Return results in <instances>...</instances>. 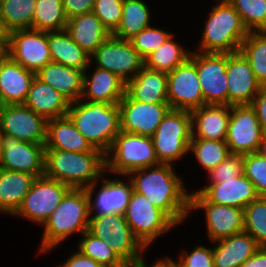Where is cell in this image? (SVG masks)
<instances>
[{
  "label": "cell",
  "instance_id": "16",
  "mask_svg": "<svg viewBox=\"0 0 266 267\" xmlns=\"http://www.w3.org/2000/svg\"><path fill=\"white\" fill-rule=\"evenodd\" d=\"M45 143L21 141L7 134H0V168L44 176Z\"/></svg>",
  "mask_w": 266,
  "mask_h": 267
},
{
  "label": "cell",
  "instance_id": "4",
  "mask_svg": "<svg viewBox=\"0 0 266 267\" xmlns=\"http://www.w3.org/2000/svg\"><path fill=\"white\" fill-rule=\"evenodd\" d=\"M105 173L102 152H70L45 149V173L48 178L74 189H86L100 181Z\"/></svg>",
  "mask_w": 266,
  "mask_h": 267
},
{
  "label": "cell",
  "instance_id": "15",
  "mask_svg": "<svg viewBox=\"0 0 266 267\" xmlns=\"http://www.w3.org/2000/svg\"><path fill=\"white\" fill-rule=\"evenodd\" d=\"M205 104L228 105L227 54L192 50Z\"/></svg>",
  "mask_w": 266,
  "mask_h": 267
},
{
  "label": "cell",
  "instance_id": "11",
  "mask_svg": "<svg viewBox=\"0 0 266 267\" xmlns=\"http://www.w3.org/2000/svg\"><path fill=\"white\" fill-rule=\"evenodd\" d=\"M90 61L93 66L117 75L126 84L144 67V59L130 40H121L112 35L90 55Z\"/></svg>",
  "mask_w": 266,
  "mask_h": 267
},
{
  "label": "cell",
  "instance_id": "56",
  "mask_svg": "<svg viewBox=\"0 0 266 267\" xmlns=\"http://www.w3.org/2000/svg\"><path fill=\"white\" fill-rule=\"evenodd\" d=\"M125 267H136L135 265H126Z\"/></svg>",
  "mask_w": 266,
  "mask_h": 267
},
{
  "label": "cell",
  "instance_id": "28",
  "mask_svg": "<svg viewBox=\"0 0 266 267\" xmlns=\"http://www.w3.org/2000/svg\"><path fill=\"white\" fill-rule=\"evenodd\" d=\"M45 149L70 152H101L94 149L68 116L47 121Z\"/></svg>",
  "mask_w": 266,
  "mask_h": 267
},
{
  "label": "cell",
  "instance_id": "53",
  "mask_svg": "<svg viewBox=\"0 0 266 267\" xmlns=\"http://www.w3.org/2000/svg\"><path fill=\"white\" fill-rule=\"evenodd\" d=\"M9 33L4 28L2 19L0 18V42L7 48Z\"/></svg>",
  "mask_w": 266,
  "mask_h": 267
},
{
  "label": "cell",
  "instance_id": "8",
  "mask_svg": "<svg viewBox=\"0 0 266 267\" xmlns=\"http://www.w3.org/2000/svg\"><path fill=\"white\" fill-rule=\"evenodd\" d=\"M87 231L96 238L105 240L126 265H134L147 251L134 235L123 214L90 215Z\"/></svg>",
  "mask_w": 266,
  "mask_h": 267
},
{
  "label": "cell",
  "instance_id": "55",
  "mask_svg": "<svg viewBox=\"0 0 266 267\" xmlns=\"http://www.w3.org/2000/svg\"><path fill=\"white\" fill-rule=\"evenodd\" d=\"M6 55V47L0 42V60Z\"/></svg>",
  "mask_w": 266,
  "mask_h": 267
},
{
  "label": "cell",
  "instance_id": "34",
  "mask_svg": "<svg viewBox=\"0 0 266 267\" xmlns=\"http://www.w3.org/2000/svg\"><path fill=\"white\" fill-rule=\"evenodd\" d=\"M151 10L144 0H124L120 24L111 35L121 40H130L152 24Z\"/></svg>",
  "mask_w": 266,
  "mask_h": 267
},
{
  "label": "cell",
  "instance_id": "30",
  "mask_svg": "<svg viewBox=\"0 0 266 267\" xmlns=\"http://www.w3.org/2000/svg\"><path fill=\"white\" fill-rule=\"evenodd\" d=\"M126 92L144 103L167 102V73L143 67L127 84Z\"/></svg>",
  "mask_w": 266,
  "mask_h": 267
},
{
  "label": "cell",
  "instance_id": "31",
  "mask_svg": "<svg viewBox=\"0 0 266 267\" xmlns=\"http://www.w3.org/2000/svg\"><path fill=\"white\" fill-rule=\"evenodd\" d=\"M36 177L0 168V213L13 216L20 208Z\"/></svg>",
  "mask_w": 266,
  "mask_h": 267
},
{
  "label": "cell",
  "instance_id": "36",
  "mask_svg": "<svg viewBox=\"0 0 266 267\" xmlns=\"http://www.w3.org/2000/svg\"><path fill=\"white\" fill-rule=\"evenodd\" d=\"M36 0H0V18L8 33L33 29Z\"/></svg>",
  "mask_w": 266,
  "mask_h": 267
},
{
  "label": "cell",
  "instance_id": "19",
  "mask_svg": "<svg viewBox=\"0 0 266 267\" xmlns=\"http://www.w3.org/2000/svg\"><path fill=\"white\" fill-rule=\"evenodd\" d=\"M121 131L152 137L171 109L168 103H144L127 92L118 103Z\"/></svg>",
  "mask_w": 266,
  "mask_h": 267
},
{
  "label": "cell",
  "instance_id": "43",
  "mask_svg": "<svg viewBox=\"0 0 266 267\" xmlns=\"http://www.w3.org/2000/svg\"><path fill=\"white\" fill-rule=\"evenodd\" d=\"M166 28H158L152 25L144 28L130 39L133 48L145 59L149 54L157 50L173 34Z\"/></svg>",
  "mask_w": 266,
  "mask_h": 267
},
{
  "label": "cell",
  "instance_id": "1",
  "mask_svg": "<svg viewBox=\"0 0 266 267\" xmlns=\"http://www.w3.org/2000/svg\"><path fill=\"white\" fill-rule=\"evenodd\" d=\"M174 166L161 163L132 171L127 178L135 192L148 198L179 226L190 215V192Z\"/></svg>",
  "mask_w": 266,
  "mask_h": 267
},
{
  "label": "cell",
  "instance_id": "46",
  "mask_svg": "<svg viewBox=\"0 0 266 267\" xmlns=\"http://www.w3.org/2000/svg\"><path fill=\"white\" fill-rule=\"evenodd\" d=\"M241 174H243V154H229L217 167L207 173L208 183H219Z\"/></svg>",
  "mask_w": 266,
  "mask_h": 267
},
{
  "label": "cell",
  "instance_id": "7",
  "mask_svg": "<svg viewBox=\"0 0 266 267\" xmlns=\"http://www.w3.org/2000/svg\"><path fill=\"white\" fill-rule=\"evenodd\" d=\"M151 138L159 162L175 165L178 159L180 161L189 154L192 139L191 113L170 109Z\"/></svg>",
  "mask_w": 266,
  "mask_h": 267
},
{
  "label": "cell",
  "instance_id": "41",
  "mask_svg": "<svg viewBox=\"0 0 266 267\" xmlns=\"http://www.w3.org/2000/svg\"><path fill=\"white\" fill-rule=\"evenodd\" d=\"M260 247H266V196H259L244 208V230Z\"/></svg>",
  "mask_w": 266,
  "mask_h": 267
},
{
  "label": "cell",
  "instance_id": "44",
  "mask_svg": "<svg viewBox=\"0 0 266 267\" xmlns=\"http://www.w3.org/2000/svg\"><path fill=\"white\" fill-rule=\"evenodd\" d=\"M243 174L252 182L260 196H266V156L261 152L244 154Z\"/></svg>",
  "mask_w": 266,
  "mask_h": 267
},
{
  "label": "cell",
  "instance_id": "26",
  "mask_svg": "<svg viewBox=\"0 0 266 267\" xmlns=\"http://www.w3.org/2000/svg\"><path fill=\"white\" fill-rule=\"evenodd\" d=\"M214 267H241L261 247L256 240L245 231L214 242Z\"/></svg>",
  "mask_w": 266,
  "mask_h": 267
},
{
  "label": "cell",
  "instance_id": "54",
  "mask_svg": "<svg viewBox=\"0 0 266 267\" xmlns=\"http://www.w3.org/2000/svg\"><path fill=\"white\" fill-rule=\"evenodd\" d=\"M260 152L266 156V133L264 134L263 143L260 149Z\"/></svg>",
  "mask_w": 266,
  "mask_h": 267
},
{
  "label": "cell",
  "instance_id": "23",
  "mask_svg": "<svg viewBox=\"0 0 266 267\" xmlns=\"http://www.w3.org/2000/svg\"><path fill=\"white\" fill-rule=\"evenodd\" d=\"M91 66L92 64L90 63L84 72L81 100L107 104L119 103L126 93V83L108 70L95 66V69L91 71V69L89 70V68H92Z\"/></svg>",
  "mask_w": 266,
  "mask_h": 267
},
{
  "label": "cell",
  "instance_id": "13",
  "mask_svg": "<svg viewBox=\"0 0 266 267\" xmlns=\"http://www.w3.org/2000/svg\"><path fill=\"white\" fill-rule=\"evenodd\" d=\"M190 192V214L204 211L206 233L209 242H214L244 230V209L209 202L200 192Z\"/></svg>",
  "mask_w": 266,
  "mask_h": 267
},
{
  "label": "cell",
  "instance_id": "20",
  "mask_svg": "<svg viewBox=\"0 0 266 267\" xmlns=\"http://www.w3.org/2000/svg\"><path fill=\"white\" fill-rule=\"evenodd\" d=\"M107 176L108 174L106 173V176L104 174L100 178L101 185L98 184L99 182H96L86 188L90 215L124 214L127 208L131 192L133 191L131 181L127 176H122L123 180L120 177L118 178V176H113V178Z\"/></svg>",
  "mask_w": 266,
  "mask_h": 267
},
{
  "label": "cell",
  "instance_id": "25",
  "mask_svg": "<svg viewBox=\"0 0 266 267\" xmlns=\"http://www.w3.org/2000/svg\"><path fill=\"white\" fill-rule=\"evenodd\" d=\"M190 113L192 138L225 141L231 105L205 104Z\"/></svg>",
  "mask_w": 266,
  "mask_h": 267
},
{
  "label": "cell",
  "instance_id": "49",
  "mask_svg": "<svg viewBox=\"0 0 266 267\" xmlns=\"http://www.w3.org/2000/svg\"><path fill=\"white\" fill-rule=\"evenodd\" d=\"M58 267H104L102 264L94 261L88 256L83 255L80 251L73 252Z\"/></svg>",
  "mask_w": 266,
  "mask_h": 267
},
{
  "label": "cell",
  "instance_id": "9",
  "mask_svg": "<svg viewBox=\"0 0 266 267\" xmlns=\"http://www.w3.org/2000/svg\"><path fill=\"white\" fill-rule=\"evenodd\" d=\"M124 218L139 241L148 249L154 241L177 225L144 195L131 192ZM168 232V233H167Z\"/></svg>",
  "mask_w": 266,
  "mask_h": 267
},
{
  "label": "cell",
  "instance_id": "2",
  "mask_svg": "<svg viewBox=\"0 0 266 267\" xmlns=\"http://www.w3.org/2000/svg\"><path fill=\"white\" fill-rule=\"evenodd\" d=\"M89 218V199L86 189L71 188L41 226L43 233L38 253L52 252L73 234L77 236L87 231Z\"/></svg>",
  "mask_w": 266,
  "mask_h": 267
},
{
  "label": "cell",
  "instance_id": "37",
  "mask_svg": "<svg viewBox=\"0 0 266 267\" xmlns=\"http://www.w3.org/2000/svg\"><path fill=\"white\" fill-rule=\"evenodd\" d=\"M62 0H36L33 29L42 32L61 31L67 27Z\"/></svg>",
  "mask_w": 266,
  "mask_h": 267
},
{
  "label": "cell",
  "instance_id": "52",
  "mask_svg": "<svg viewBox=\"0 0 266 267\" xmlns=\"http://www.w3.org/2000/svg\"><path fill=\"white\" fill-rule=\"evenodd\" d=\"M241 267H266V247H261L252 257L247 259Z\"/></svg>",
  "mask_w": 266,
  "mask_h": 267
},
{
  "label": "cell",
  "instance_id": "48",
  "mask_svg": "<svg viewBox=\"0 0 266 267\" xmlns=\"http://www.w3.org/2000/svg\"><path fill=\"white\" fill-rule=\"evenodd\" d=\"M95 0H62L67 19L92 12Z\"/></svg>",
  "mask_w": 266,
  "mask_h": 267
},
{
  "label": "cell",
  "instance_id": "33",
  "mask_svg": "<svg viewBox=\"0 0 266 267\" xmlns=\"http://www.w3.org/2000/svg\"><path fill=\"white\" fill-rule=\"evenodd\" d=\"M47 36L52 62L82 71L88 68L90 55L78 46L66 29L47 32Z\"/></svg>",
  "mask_w": 266,
  "mask_h": 267
},
{
  "label": "cell",
  "instance_id": "3",
  "mask_svg": "<svg viewBox=\"0 0 266 267\" xmlns=\"http://www.w3.org/2000/svg\"><path fill=\"white\" fill-rule=\"evenodd\" d=\"M67 116L91 146L104 155L121 132L118 103L86 102L80 99L70 103Z\"/></svg>",
  "mask_w": 266,
  "mask_h": 267
},
{
  "label": "cell",
  "instance_id": "18",
  "mask_svg": "<svg viewBox=\"0 0 266 267\" xmlns=\"http://www.w3.org/2000/svg\"><path fill=\"white\" fill-rule=\"evenodd\" d=\"M47 120L24 104L0 105V134L32 142L45 143Z\"/></svg>",
  "mask_w": 266,
  "mask_h": 267
},
{
  "label": "cell",
  "instance_id": "29",
  "mask_svg": "<svg viewBox=\"0 0 266 267\" xmlns=\"http://www.w3.org/2000/svg\"><path fill=\"white\" fill-rule=\"evenodd\" d=\"M84 72L62 64L50 62L41 68L36 77L59 91L70 103L82 97Z\"/></svg>",
  "mask_w": 266,
  "mask_h": 267
},
{
  "label": "cell",
  "instance_id": "17",
  "mask_svg": "<svg viewBox=\"0 0 266 267\" xmlns=\"http://www.w3.org/2000/svg\"><path fill=\"white\" fill-rule=\"evenodd\" d=\"M6 54L34 73L52 62L47 32L34 29L15 30L9 33Z\"/></svg>",
  "mask_w": 266,
  "mask_h": 267
},
{
  "label": "cell",
  "instance_id": "50",
  "mask_svg": "<svg viewBox=\"0 0 266 267\" xmlns=\"http://www.w3.org/2000/svg\"><path fill=\"white\" fill-rule=\"evenodd\" d=\"M251 106L256 110L260 125L266 133V86H262Z\"/></svg>",
  "mask_w": 266,
  "mask_h": 267
},
{
  "label": "cell",
  "instance_id": "38",
  "mask_svg": "<svg viewBox=\"0 0 266 267\" xmlns=\"http://www.w3.org/2000/svg\"><path fill=\"white\" fill-rule=\"evenodd\" d=\"M189 153L193 154L206 173L217 167L230 154L225 141L202 138L191 139Z\"/></svg>",
  "mask_w": 266,
  "mask_h": 267
},
{
  "label": "cell",
  "instance_id": "22",
  "mask_svg": "<svg viewBox=\"0 0 266 267\" xmlns=\"http://www.w3.org/2000/svg\"><path fill=\"white\" fill-rule=\"evenodd\" d=\"M209 202L229 205L244 209L260 195L252 182L241 174L235 178L222 180L219 183H208L203 188L196 189Z\"/></svg>",
  "mask_w": 266,
  "mask_h": 267
},
{
  "label": "cell",
  "instance_id": "10",
  "mask_svg": "<svg viewBox=\"0 0 266 267\" xmlns=\"http://www.w3.org/2000/svg\"><path fill=\"white\" fill-rule=\"evenodd\" d=\"M71 188L44 176L36 177L20 208L12 217L24 218L41 227Z\"/></svg>",
  "mask_w": 266,
  "mask_h": 267
},
{
  "label": "cell",
  "instance_id": "32",
  "mask_svg": "<svg viewBox=\"0 0 266 267\" xmlns=\"http://www.w3.org/2000/svg\"><path fill=\"white\" fill-rule=\"evenodd\" d=\"M66 30L78 46L89 55L111 35L93 12L68 19Z\"/></svg>",
  "mask_w": 266,
  "mask_h": 267
},
{
  "label": "cell",
  "instance_id": "5",
  "mask_svg": "<svg viewBox=\"0 0 266 267\" xmlns=\"http://www.w3.org/2000/svg\"><path fill=\"white\" fill-rule=\"evenodd\" d=\"M205 17L200 41L194 51L228 54L240 51L249 31L241 16L227 0H216Z\"/></svg>",
  "mask_w": 266,
  "mask_h": 267
},
{
  "label": "cell",
  "instance_id": "14",
  "mask_svg": "<svg viewBox=\"0 0 266 267\" xmlns=\"http://www.w3.org/2000/svg\"><path fill=\"white\" fill-rule=\"evenodd\" d=\"M167 102L171 109L189 112L205 105L196 63L190 57L167 73Z\"/></svg>",
  "mask_w": 266,
  "mask_h": 267
},
{
  "label": "cell",
  "instance_id": "24",
  "mask_svg": "<svg viewBox=\"0 0 266 267\" xmlns=\"http://www.w3.org/2000/svg\"><path fill=\"white\" fill-rule=\"evenodd\" d=\"M35 76L6 54L0 60V105L23 104Z\"/></svg>",
  "mask_w": 266,
  "mask_h": 267
},
{
  "label": "cell",
  "instance_id": "12",
  "mask_svg": "<svg viewBox=\"0 0 266 267\" xmlns=\"http://www.w3.org/2000/svg\"><path fill=\"white\" fill-rule=\"evenodd\" d=\"M264 131L251 105H232L225 142L230 154L260 152Z\"/></svg>",
  "mask_w": 266,
  "mask_h": 267
},
{
  "label": "cell",
  "instance_id": "39",
  "mask_svg": "<svg viewBox=\"0 0 266 267\" xmlns=\"http://www.w3.org/2000/svg\"><path fill=\"white\" fill-rule=\"evenodd\" d=\"M240 52L249 61L257 81L266 86V31L249 32Z\"/></svg>",
  "mask_w": 266,
  "mask_h": 267
},
{
  "label": "cell",
  "instance_id": "40",
  "mask_svg": "<svg viewBox=\"0 0 266 267\" xmlns=\"http://www.w3.org/2000/svg\"><path fill=\"white\" fill-rule=\"evenodd\" d=\"M77 250L104 267H125L126 264L118 257L105 240L96 238L88 231L80 235Z\"/></svg>",
  "mask_w": 266,
  "mask_h": 267
},
{
  "label": "cell",
  "instance_id": "51",
  "mask_svg": "<svg viewBox=\"0 0 266 267\" xmlns=\"http://www.w3.org/2000/svg\"><path fill=\"white\" fill-rule=\"evenodd\" d=\"M144 253L141 255V257L134 263L136 267H177L176 260L173 258H170L169 256H165L163 259H157L154 260V263L152 262V265H149L147 263V259L144 257Z\"/></svg>",
  "mask_w": 266,
  "mask_h": 267
},
{
  "label": "cell",
  "instance_id": "6",
  "mask_svg": "<svg viewBox=\"0 0 266 267\" xmlns=\"http://www.w3.org/2000/svg\"><path fill=\"white\" fill-rule=\"evenodd\" d=\"M159 164L151 137L124 131L115 137L105 154V173L121 177Z\"/></svg>",
  "mask_w": 266,
  "mask_h": 267
},
{
  "label": "cell",
  "instance_id": "21",
  "mask_svg": "<svg viewBox=\"0 0 266 267\" xmlns=\"http://www.w3.org/2000/svg\"><path fill=\"white\" fill-rule=\"evenodd\" d=\"M228 105H251L262 85L257 81L249 61L239 51L227 54Z\"/></svg>",
  "mask_w": 266,
  "mask_h": 267
},
{
  "label": "cell",
  "instance_id": "42",
  "mask_svg": "<svg viewBox=\"0 0 266 267\" xmlns=\"http://www.w3.org/2000/svg\"><path fill=\"white\" fill-rule=\"evenodd\" d=\"M249 32L266 31V0H227Z\"/></svg>",
  "mask_w": 266,
  "mask_h": 267
},
{
  "label": "cell",
  "instance_id": "27",
  "mask_svg": "<svg viewBox=\"0 0 266 267\" xmlns=\"http://www.w3.org/2000/svg\"><path fill=\"white\" fill-rule=\"evenodd\" d=\"M23 104L48 121L67 116L70 102L35 76Z\"/></svg>",
  "mask_w": 266,
  "mask_h": 267
},
{
  "label": "cell",
  "instance_id": "47",
  "mask_svg": "<svg viewBox=\"0 0 266 267\" xmlns=\"http://www.w3.org/2000/svg\"><path fill=\"white\" fill-rule=\"evenodd\" d=\"M177 259V267H214L213 247L208 248L203 245H196L189 252L183 249Z\"/></svg>",
  "mask_w": 266,
  "mask_h": 267
},
{
  "label": "cell",
  "instance_id": "35",
  "mask_svg": "<svg viewBox=\"0 0 266 267\" xmlns=\"http://www.w3.org/2000/svg\"><path fill=\"white\" fill-rule=\"evenodd\" d=\"M173 34L157 50L144 59V66L148 69L168 73L184 63L191 55L184 45L176 41ZM175 38V39H174Z\"/></svg>",
  "mask_w": 266,
  "mask_h": 267
},
{
  "label": "cell",
  "instance_id": "45",
  "mask_svg": "<svg viewBox=\"0 0 266 267\" xmlns=\"http://www.w3.org/2000/svg\"><path fill=\"white\" fill-rule=\"evenodd\" d=\"M124 0H95L92 12L102 25L112 34L122 18Z\"/></svg>",
  "mask_w": 266,
  "mask_h": 267
}]
</instances>
